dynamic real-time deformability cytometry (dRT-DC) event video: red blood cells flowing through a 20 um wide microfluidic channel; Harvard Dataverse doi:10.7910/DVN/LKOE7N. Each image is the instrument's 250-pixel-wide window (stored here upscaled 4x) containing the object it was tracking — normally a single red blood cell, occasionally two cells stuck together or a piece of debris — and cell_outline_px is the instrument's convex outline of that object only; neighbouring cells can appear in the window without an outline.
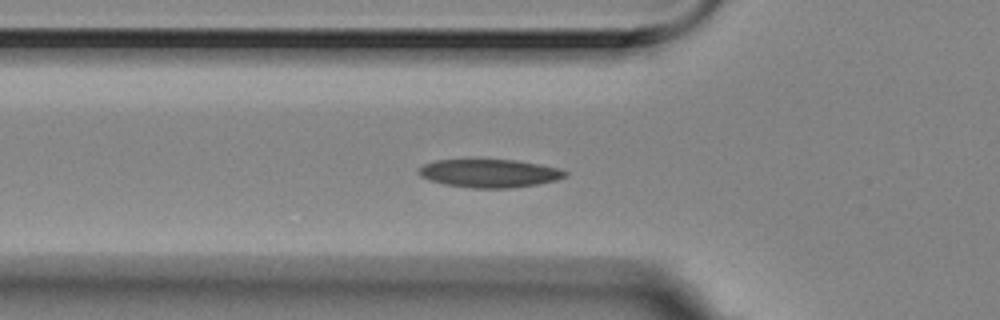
{"species": "Egyptian fruit bat (a non-hibernating species)", "species_latin": "Rousettus aegyptiacus", "temperature_condition": "room temperature", "stored_images_in_passage": 5, "camera_frame_rate_fps": 3000, "um_per_image_px": 0.085, "animal": {"sex": "female"}, "frame": {"image": 1, "passage_image": 4, "time_ms": 1.0, "image_size_px": [1000, 320], "cell_outline_px": [[568, 176], [556, 180], [536, 184], [508, 188], [472, 188], [444, 184], [420, 176], [416, 172], [424, 164], [436, 160], [516, 160], [540, 164], [560, 168], [568, 172]], "centroid_in_image_um": [41.63, 14.73], "position_along_channel_um": 84.2, "area_um2": 23.99}}